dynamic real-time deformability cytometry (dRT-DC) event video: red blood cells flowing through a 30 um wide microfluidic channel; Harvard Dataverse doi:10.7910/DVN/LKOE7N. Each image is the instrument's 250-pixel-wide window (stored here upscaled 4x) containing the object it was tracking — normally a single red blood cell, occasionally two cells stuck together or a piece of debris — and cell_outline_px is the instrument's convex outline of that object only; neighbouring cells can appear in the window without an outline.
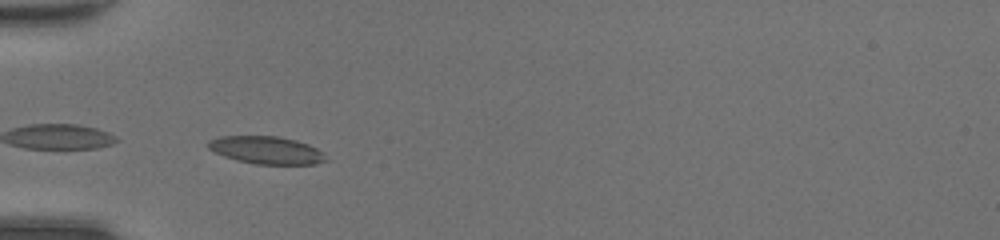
{"species": "common noctule bat (a hibernating species)", "species_latin": "Nyctalus noctula", "temperature_condition": "room temperature", "stored_images_in_passage": 13, "camera_frame_rate_fps": 3000, "um_per_image_px": 0.085, "animal": {"sex": "female", "body_mass_g": 20.0, "forearm_length_mm": 54.0}, "frame": {"image": 1, "passage_image": 1, "time_ms": 0.0, "image_size_px": [1000, 240], "cell_outline_px": [[328, 160], [316, 164], [256, 164], [236, 160], [224, 156], [208, 148], [208, 140], [220, 136], [280, 136], [296, 140], [308, 144], [324, 152]], "centroid_in_image_um": [22.67, 12.76], "position_along_channel_um": 62.3, "area_um2": 19.02}}
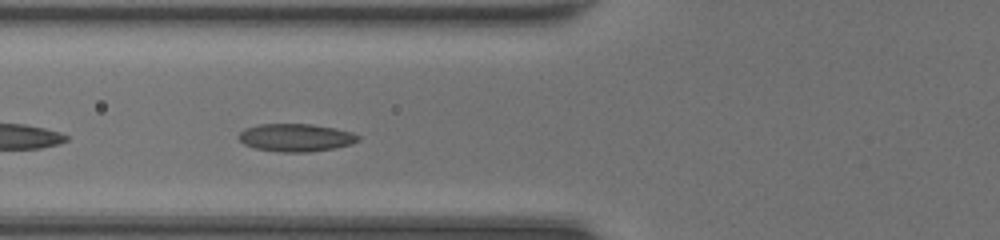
{"frame": {"image": 2, "passage_image": 4, "time_ms": 1.0, "image_size_px": [1000, 240], "cell_outline_px": [[360, 140], [352, 144], [332, 148], [308, 152], [280, 152], [256, 148], [244, 144], [236, 136], [244, 128], [256, 124], [312, 124], [336, 128], [352, 132], [360, 136]], "centroid_in_image_um": [25.13, 11.68], "position_along_channel_um": 100.7, "area_um2": 19.48}}
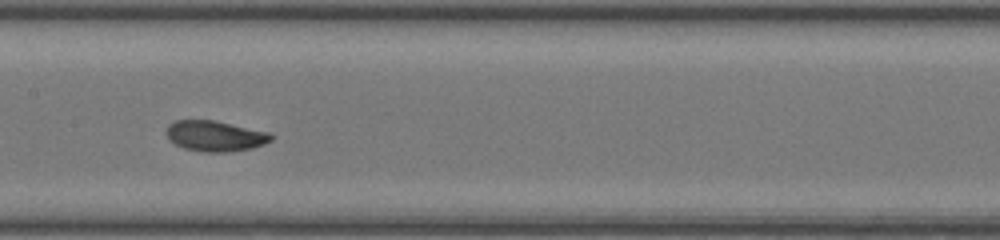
{"frame": {"image": 3, "passage_image": 10, "time_ms": 3.0, "image_size_px": [1000, 240], "cell_outline_px": [[276, 136], [272, 140], [264, 144], [252, 148], [228, 152], [204, 152], [184, 148], [176, 144], [168, 136], [168, 124], [176, 120], [212, 120], [268, 132]], "centroid_in_image_um": [18.33, 11.56], "position_along_channel_um": 189.1, "area_um2": 18.44}}